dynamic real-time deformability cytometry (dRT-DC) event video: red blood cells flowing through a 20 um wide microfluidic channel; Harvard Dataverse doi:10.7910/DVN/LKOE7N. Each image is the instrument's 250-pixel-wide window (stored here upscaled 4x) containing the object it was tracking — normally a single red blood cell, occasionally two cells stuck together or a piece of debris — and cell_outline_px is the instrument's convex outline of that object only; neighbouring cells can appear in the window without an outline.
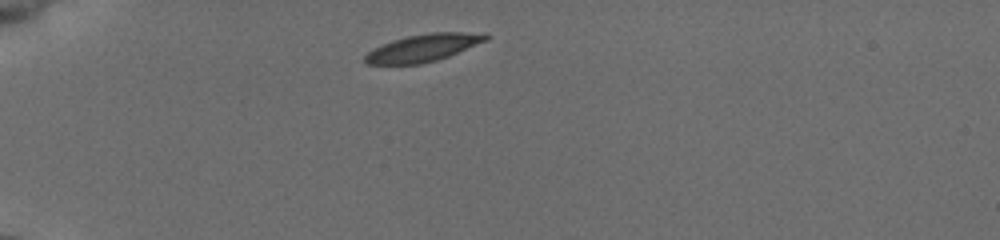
{"species": "common noctule bat (a hibernating species)", "species_latin": "Nyctalus noctula", "temperature_condition": "cold", "stored_images_in_passage": 39, "camera_frame_rate_fps": 3000, "um_per_image_px": 0.085, "animal": {"sex": "female", "body_mass_g": 19.5, "forearm_length_mm": 54.1}, "frame": {"image": 1, "passage_image": 1, "time_ms": 0.0, "image_size_px": [1000, 240], "cell_outline_px": [[492, 36], [488, 40], [448, 56], [436, 60], [420, 64], [368, 64], [364, 60], [364, 56], [372, 48], [392, 40], [408, 36], [428, 32], [488, 32]], "centroid_in_image_um": [36.03, 4.04], "position_along_channel_um": 49.0, "area_um2": 19.48}}
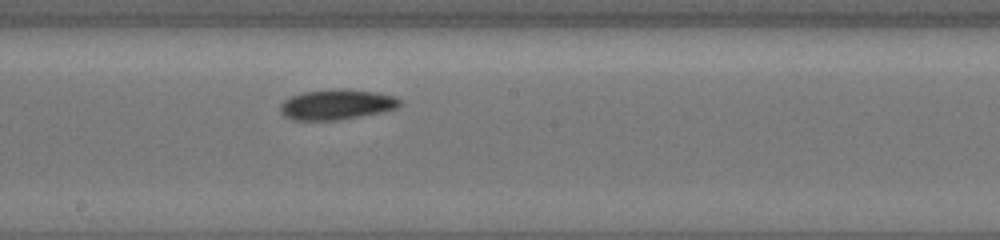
{"frame": {"image": 2, "passage_image": 17, "time_ms": 5.333, "image_size_px": [1000, 240], "cell_outline_px": [[400, 104], [396, 108], [380, 112], [360, 116], [336, 120], [292, 120], [284, 116], [280, 112], [280, 104], [284, 100], [292, 96], [304, 92], [340, 88], [348, 88], [380, 92], [392, 96], [400, 100]], "centroid_in_image_um": [28.59, 8.87], "position_along_channel_um": 219.6, "area_um2": 21.1}}
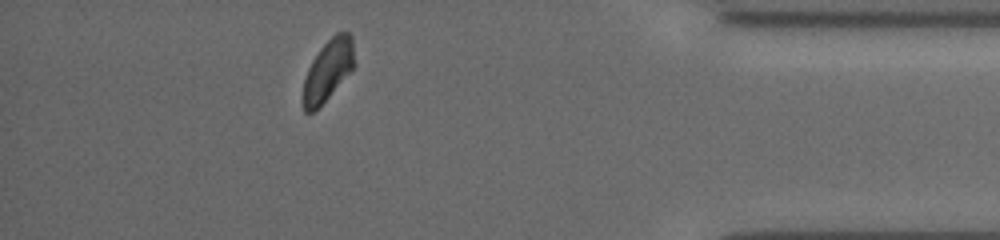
{"frame": {"image": 3, "passage_image": 34, "time_ms": 11.0, "image_size_px": [1000, 240], "cell_outline_px": [[356, 64], [328, 96], [312, 112], [304, 112], [300, 100], [304, 80], [308, 68], [312, 60], [320, 48], [336, 32], [348, 32], [352, 36]], "centroid_in_image_um": [27.85, 5.95], "position_along_channel_um": 407.3, "area_um2": 18.21}, "authors_computed_cell_mechanics": {"area_um2": 19.4786, "velocity_mm_per_s": 3.8714, "shape_relaxation_time_tau1_ms": 1.2601, "shape_relaxation_time_tau2_ms": null, "deformation_change_tau1": 0.0784, "deformation_change_tau2": null}}